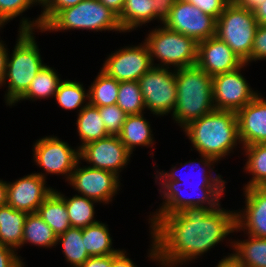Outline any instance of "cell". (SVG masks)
I'll return each instance as SVG.
<instances>
[{"label":"cell","instance_id":"7dc6e473","mask_svg":"<svg viewBox=\"0 0 266 267\" xmlns=\"http://www.w3.org/2000/svg\"><path fill=\"white\" fill-rule=\"evenodd\" d=\"M215 267H244V266L232 255V253H228L227 256H223V258L218 261Z\"/></svg>","mask_w":266,"mask_h":267},{"label":"cell","instance_id":"8fae6325","mask_svg":"<svg viewBox=\"0 0 266 267\" xmlns=\"http://www.w3.org/2000/svg\"><path fill=\"white\" fill-rule=\"evenodd\" d=\"M82 161L76 163L68 185L72 186L79 195L95 200L98 204L112 203L118 191L121 189V177L107 170L82 165Z\"/></svg>","mask_w":266,"mask_h":267},{"label":"cell","instance_id":"83f0119b","mask_svg":"<svg viewBox=\"0 0 266 267\" xmlns=\"http://www.w3.org/2000/svg\"><path fill=\"white\" fill-rule=\"evenodd\" d=\"M85 249L90 256L117 254L121 249L113 247V239L108 224L98 221L83 228Z\"/></svg>","mask_w":266,"mask_h":267},{"label":"cell","instance_id":"8992f818","mask_svg":"<svg viewBox=\"0 0 266 267\" xmlns=\"http://www.w3.org/2000/svg\"><path fill=\"white\" fill-rule=\"evenodd\" d=\"M143 42L149 50L153 67L179 69L197 65L198 43L163 24L149 30ZM155 60L159 63H154Z\"/></svg>","mask_w":266,"mask_h":267},{"label":"cell","instance_id":"5b68a950","mask_svg":"<svg viewBox=\"0 0 266 267\" xmlns=\"http://www.w3.org/2000/svg\"><path fill=\"white\" fill-rule=\"evenodd\" d=\"M89 30L122 33L117 15L99 0H83L59 11L39 32Z\"/></svg>","mask_w":266,"mask_h":267},{"label":"cell","instance_id":"f907efd6","mask_svg":"<svg viewBox=\"0 0 266 267\" xmlns=\"http://www.w3.org/2000/svg\"><path fill=\"white\" fill-rule=\"evenodd\" d=\"M7 181L0 179V207L7 205Z\"/></svg>","mask_w":266,"mask_h":267},{"label":"cell","instance_id":"7bdbcfd3","mask_svg":"<svg viewBox=\"0 0 266 267\" xmlns=\"http://www.w3.org/2000/svg\"><path fill=\"white\" fill-rule=\"evenodd\" d=\"M127 255L125 249H121L117 254H112L111 267H138Z\"/></svg>","mask_w":266,"mask_h":267},{"label":"cell","instance_id":"f1b7e54d","mask_svg":"<svg viewBox=\"0 0 266 267\" xmlns=\"http://www.w3.org/2000/svg\"><path fill=\"white\" fill-rule=\"evenodd\" d=\"M54 191L65 201L71 227L84 228L98 222L94 219L97 201L77 193L68 197L56 189Z\"/></svg>","mask_w":266,"mask_h":267},{"label":"cell","instance_id":"ba28073f","mask_svg":"<svg viewBox=\"0 0 266 267\" xmlns=\"http://www.w3.org/2000/svg\"><path fill=\"white\" fill-rule=\"evenodd\" d=\"M155 183L159 185L160 189L158 190L163 202L155 212H152V214L150 212L149 219L150 216L153 215H171L181 211L184 207L189 206H204L211 208L212 210L216 209L221 205L220 199L225 195L224 192L226 191V187H199L185 185L190 187V192L185 193L184 191L186 189L183 187L184 185H176V181H155Z\"/></svg>","mask_w":266,"mask_h":267},{"label":"cell","instance_id":"bcb514c9","mask_svg":"<svg viewBox=\"0 0 266 267\" xmlns=\"http://www.w3.org/2000/svg\"><path fill=\"white\" fill-rule=\"evenodd\" d=\"M254 17L258 25L266 26V0L262 1L254 10Z\"/></svg>","mask_w":266,"mask_h":267},{"label":"cell","instance_id":"e575fe53","mask_svg":"<svg viewBox=\"0 0 266 267\" xmlns=\"http://www.w3.org/2000/svg\"><path fill=\"white\" fill-rule=\"evenodd\" d=\"M89 88V104L95 107L114 105L117 103L119 82L108 76L101 69Z\"/></svg>","mask_w":266,"mask_h":267},{"label":"cell","instance_id":"60d3db41","mask_svg":"<svg viewBox=\"0 0 266 267\" xmlns=\"http://www.w3.org/2000/svg\"><path fill=\"white\" fill-rule=\"evenodd\" d=\"M21 258L14 249L0 244V267H26Z\"/></svg>","mask_w":266,"mask_h":267},{"label":"cell","instance_id":"ee69618b","mask_svg":"<svg viewBox=\"0 0 266 267\" xmlns=\"http://www.w3.org/2000/svg\"><path fill=\"white\" fill-rule=\"evenodd\" d=\"M112 254L104 256H90L80 267H111Z\"/></svg>","mask_w":266,"mask_h":267},{"label":"cell","instance_id":"74e56055","mask_svg":"<svg viewBox=\"0 0 266 267\" xmlns=\"http://www.w3.org/2000/svg\"><path fill=\"white\" fill-rule=\"evenodd\" d=\"M83 0H50L42 9L40 14L42 28L61 10L76 6Z\"/></svg>","mask_w":266,"mask_h":267},{"label":"cell","instance_id":"4dcf8cb0","mask_svg":"<svg viewBox=\"0 0 266 267\" xmlns=\"http://www.w3.org/2000/svg\"><path fill=\"white\" fill-rule=\"evenodd\" d=\"M245 153V173L252 175L250 181L244 184L243 189L266 186V144H253L242 147Z\"/></svg>","mask_w":266,"mask_h":267},{"label":"cell","instance_id":"d590c367","mask_svg":"<svg viewBox=\"0 0 266 267\" xmlns=\"http://www.w3.org/2000/svg\"><path fill=\"white\" fill-rule=\"evenodd\" d=\"M127 115L145 113V104L138 81L119 82L116 103Z\"/></svg>","mask_w":266,"mask_h":267},{"label":"cell","instance_id":"7c38bea8","mask_svg":"<svg viewBox=\"0 0 266 267\" xmlns=\"http://www.w3.org/2000/svg\"><path fill=\"white\" fill-rule=\"evenodd\" d=\"M247 65L244 63L236 70L212 77L215 110L237 112L259 94L258 90L250 87L251 85L241 73Z\"/></svg>","mask_w":266,"mask_h":267},{"label":"cell","instance_id":"8d00e7d4","mask_svg":"<svg viewBox=\"0 0 266 267\" xmlns=\"http://www.w3.org/2000/svg\"><path fill=\"white\" fill-rule=\"evenodd\" d=\"M98 109L108 134L118 136L127 114L117 104L98 107Z\"/></svg>","mask_w":266,"mask_h":267},{"label":"cell","instance_id":"484cf974","mask_svg":"<svg viewBox=\"0 0 266 267\" xmlns=\"http://www.w3.org/2000/svg\"><path fill=\"white\" fill-rule=\"evenodd\" d=\"M37 214L59 236L71 228L65 201L54 191L40 205Z\"/></svg>","mask_w":266,"mask_h":267},{"label":"cell","instance_id":"52a82bcc","mask_svg":"<svg viewBox=\"0 0 266 267\" xmlns=\"http://www.w3.org/2000/svg\"><path fill=\"white\" fill-rule=\"evenodd\" d=\"M257 27L258 22L252 10L230 2L216 20V36L244 63L250 64Z\"/></svg>","mask_w":266,"mask_h":267},{"label":"cell","instance_id":"44dd1931","mask_svg":"<svg viewBox=\"0 0 266 267\" xmlns=\"http://www.w3.org/2000/svg\"><path fill=\"white\" fill-rule=\"evenodd\" d=\"M145 113L136 115H127L122 125V130L118 135L120 141L126 146L127 150L133 154L136 147H154L155 139L149 119L144 116Z\"/></svg>","mask_w":266,"mask_h":267},{"label":"cell","instance_id":"277c9868","mask_svg":"<svg viewBox=\"0 0 266 267\" xmlns=\"http://www.w3.org/2000/svg\"><path fill=\"white\" fill-rule=\"evenodd\" d=\"M35 32L38 30L18 31L14 49L11 54L8 51L5 76L0 86L7 87L4 95L6 106H16L15 103L26 93L32 80L45 65L35 40Z\"/></svg>","mask_w":266,"mask_h":267},{"label":"cell","instance_id":"e0dca14e","mask_svg":"<svg viewBox=\"0 0 266 267\" xmlns=\"http://www.w3.org/2000/svg\"><path fill=\"white\" fill-rule=\"evenodd\" d=\"M199 156H201L202 159H192L185 162L184 164L182 162L180 163L181 168L184 167L185 171H187V168H194L196 170L195 173L193 172L194 174H196L195 178L192 177L194 176L192 172H190L188 175H186L185 173L186 177H183L180 173V166L176 167V165H172L169 171H161L160 169H156V175L154 178L155 181H176V185H191L199 187H226L225 185L227 182L223 179V176L220 175V173L214 174V166H216L215 164H218V162L215 159L204 156L202 154ZM202 165L203 168H199V170L198 167H202ZM193 179H196V181H194Z\"/></svg>","mask_w":266,"mask_h":267},{"label":"cell","instance_id":"5bb4252c","mask_svg":"<svg viewBox=\"0 0 266 267\" xmlns=\"http://www.w3.org/2000/svg\"><path fill=\"white\" fill-rule=\"evenodd\" d=\"M79 155L80 160L86 162L88 166L110 171L119 177L132 157L119 136L115 135H108L85 144L79 149Z\"/></svg>","mask_w":266,"mask_h":267},{"label":"cell","instance_id":"ac0fdd59","mask_svg":"<svg viewBox=\"0 0 266 267\" xmlns=\"http://www.w3.org/2000/svg\"><path fill=\"white\" fill-rule=\"evenodd\" d=\"M243 190L245 206L236 210L234 232L243 231L244 234L266 238V188L250 187Z\"/></svg>","mask_w":266,"mask_h":267},{"label":"cell","instance_id":"b9f144b4","mask_svg":"<svg viewBox=\"0 0 266 267\" xmlns=\"http://www.w3.org/2000/svg\"><path fill=\"white\" fill-rule=\"evenodd\" d=\"M178 0H152L153 3V21L157 20L158 23L164 24L170 16L171 8L177 3Z\"/></svg>","mask_w":266,"mask_h":267},{"label":"cell","instance_id":"d6a6232c","mask_svg":"<svg viewBox=\"0 0 266 267\" xmlns=\"http://www.w3.org/2000/svg\"><path fill=\"white\" fill-rule=\"evenodd\" d=\"M82 238L83 228L76 227H71L57 236L56 246L61 244L65 260L71 267H80L90 257Z\"/></svg>","mask_w":266,"mask_h":267},{"label":"cell","instance_id":"836d02e7","mask_svg":"<svg viewBox=\"0 0 266 267\" xmlns=\"http://www.w3.org/2000/svg\"><path fill=\"white\" fill-rule=\"evenodd\" d=\"M54 98L62 109H77L79 113L89 104V89H85L80 81L66 79L59 84Z\"/></svg>","mask_w":266,"mask_h":267},{"label":"cell","instance_id":"6da1fadb","mask_svg":"<svg viewBox=\"0 0 266 267\" xmlns=\"http://www.w3.org/2000/svg\"><path fill=\"white\" fill-rule=\"evenodd\" d=\"M184 207L171 215L150 217L148 258L161 267H182L205 255L223 240H229L236 228V210L223 207ZM226 238V239H225Z\"/></svg>","mask_w":266,"mask_h":267},{"label":"cell","instance_id":"f6af8a7d","mask_svg":"<svg viewBox=\"0 0 266 267\" xmlns=\"http://www.w3.org/2000/svg\"><path fill=\"white\" fill-rule=\"evenodd\" d=\"M4 42L5 41L0 40V86L5 76L7 56H8V47Z\"/></svg>","mask_w":266,"mask_h":267},{"label":"cell","instance_id":"9c48e42d","mask_svg":"<svg viewBox=\"0 0 266 267\" xmlns=\"http://www.w3.org/2000/svg\"><path fill=\"white\" fill-rule=\"evenodd\" d=\"M32 147L34 163L44 172H36L38 175L45 180L49 174L63 175L65 182H69L75 165L80 159L79 148L72 147L68 142L54 135L37 139Z\"/></svg>","mask_w":266,"mask_h":267},{"label":"cell","instance_id":"603a6c76","mask_svg":"<svg viewBox=\"0 0 266 267\" xmlns=\"http://www.w3.org/2000/svg\"><path fill=\"white\" fill-rule=\"evenodd\" d=\"M247 239H233L232 255L244 267H266V238L246 234Z\"/></svg>","mask_w":266,"mask_h":267},{"label":"cell","instance_id":"4fadbf2b","mask_svg":"<svg viewBox=\"0 0 266 267\" xmlns=\"http://www.w3.org/2000/svg\"><path fill=\"white\" fill-rule=\"evenodd\" d=\"M112 52L105 58L100 69L118 82L138 81L153 67L149 50L144 42L124 46Z\"/></svg>","mask_w":266,"mask_h":267},{"label":"cell","instance_id":"cb8c5ba5","mask_svg":"<svg viewBox=\"0 0 266 267\" xmlns=\"http://www.w3.org/2000/svg\"><path fill=\"white\" fill-rule=\"evenodd\" d=\"M77 133L81 144L76 146L81 148L85 144L102 139L108 136V132L104 126L98 107L90 104L86 105L78 114L76 120Z\"/></svg>","mask_w":266,"mask_h":267},{"label":"cell","instance_id":"f35d334b","mask_svg":"<svg viewBox=\"0 0 266 267\" xmlns=\"http://www.w3.org/2000/svg\"><path fill=\"white\" fill-rule=\"evenodd\" d=\"M195 7H198L201 11L211 15L216 20L222 14L224 8L230 3V0H184Z\"/></svg>","mask_w":266,"mask_h":267},{"label":"cell","instance_id":"681fc988","mask_svg":"<svg viewBox=\"0 0 266 267\" xmlns=\"http://www.w3.org/2000/svg\"><path fill=\"white\" fill-rule=\"evenodd\" d=\"M264 0H230L232 4L246 7L249 10H254L259 4L262 3Z\"/></svg>","mask_w":266,"mask_h":267},{"label":"cell","instance_id":"d4e9b609","mask_svg":"<svg viewBox=\"0 0 266 267\" xmlns=\"http://www.w3.org/2000/svg\"><path fill=\"white\" fill-rule=\"evenodd\" d=\"M117 17L123 33L132 32L153 21L152 0H125Z\"/></svg>","mask_w":266,"mask_h":267},{"label":"cell","instance_id":"816d5d0a","mask_svg":"<svg viewBox=\"0 0 266 267\" xmlns=\"http://www.w3.org/2000/svg\"><path fill=\"white\" fill-rule=\"evenodd\" d=\"M32 1L36 6L39 5L43 8L50 0H32Z\"/></svg>","mask_w":266,"mask_h":267},{"label":"cell","instance_id":"30bf717a","mask_svg":"<svg viewBox=\"0 0 266 267\" xmlns=\"http://www.w3.org/2000/svg\"><path fill=\"white\" fill-rule=\"evenodd\" d=\"M138 83L145 108L151 114L158 117L172 115L177 103L175 69L152 67L140 77Z\"/></svg>","mask_w":266,"mask_h":267},{"label":"cell","instance_id":"3957f363","mask_svg":"<svg viewBox=\"0 0 266 267\" xmlns=\"http://www.w3.org/2000/svg\"><path fill=\"white\" fill-rule=\"evenodd\" d=\"M177 103L171 115L184 128L215 110L212 77L198 65L175 69Z\"/></svg>","mask_w":266,"mask_h":267},{"label":"cell","instance_id":"f546056e","mask_svg":"<svg viewBox=\"0 0 266 267\" xmlns=\"http://www.w3.org/2000/svg\"><path fill=\"white\" fill-rule=\"evenodd\" d=\"M57 236L47 223L37 214L27 215L24 228L21 248L25 244H31L43 248L56 247Z\"/></svg>","mask_w":266,"mask_h":267},{"label":"cell","instance_id":"7a4b0ae2","mask_svg":"<svg viewBox=\"0 0 266 267\" xmlns=\"http://www.w3.org/2000/svg\"><path fill=\"white\" fill-rule=\"evenodd\" d=\"M182 129L194 150L218 163L234 152L236 146H241L234 111L214 110Z\"/></svg>","mask_w":266,"mask_h":267},{"label":"cell","instance_id":"c3c4849f","mask_svg":"<svg viewBox=\"0 0 266 267\" xmlns=\"http://www.w3.org/2000/svg\"><path fill=\"white\" fill-rule=\"evenodd\" d=\"M117 16L121 13L125 0H99Z\"/></svg>","mask_w":266,"mask_h":267},{"label":"cell","instance_id":"7402d4cb","mask_svg":"<svg viewBox=\"0 0 266 267\" xmlns=\"http://www.w3.org/2000/svg\"><path fill=\"white\" fill-rule=\"evenodd\" d=\"M28 213L9 205L0 207V244L14 249L21 248L23 228Z\"/></svg>","mask_w":266,"mask_h":267},{"label":"cell","instance_id":"ffe728a7","mask_svg":"<svg viewBox=\"0 0 266 267\" xmlns=\"http://www.w3.org/2000/svg\"><path fill=\"white\" fill-rule=\"evenodd\" d=\"M260 94L236 112L241 148L266 144V99Z\"/></svg>","mask_w":266,"mask_h":267},{"label":"cell","instance_id":"ab89813d","mask_svg":"<svg viewBox=\"0 0 266 267\" xmlns=\"http://www.w3.org/2000/svg\"><path fill=\"white\" fill-rule=\"evenodd\" d=\"M266 60V26L258 25L251 51V63Z\"/></svg>","mask_w":266,"mask_h":267},{"label":"cell","instance_id":"d6986e66","mask_svg":"<svg viewBox=\"0 0 266 267\" xmlns=\"http://www.w3.org/2000/svg\"><path fill=\"white\" fill-rule=\"evenodd\" d=\"M244 62L217 36L198 42L197 65L209 76L231 72Z\"/></svg>","mask_w":266,"mask_h":267},{"label":"cell","instance_id":"1f68e13d","mask_svg":"<svg viewBox=\"0 0 266 267\" xmlns=\"http://www.w3.org/2000/svg\"><path fill=\"white\" fill-rule=\"evenodd\" d=\"M33 6H35V4L32 0H0V30L8 22L21 15L19 31H35V29L40 31L41 19L39 14L37 18H33L32 21L28 17H23V13Z\"/></svg>","mask_w":266,"mask_h":267},{"label":"cell","instance_id":"9a60e30c","mask_svg":"<svg viewBox=\"0 0 266 267\" xmlns=\"http://www.w3.org/2000/svg\"><path fill=\"white\" fill-rule=\"evenodd\" d=\"M163 25L193 38L197 43L216 36V19L184 0H178L171 8Z\"/></svg>","mask_w":266,"mask_h":267},{"label":"cell","instance_id":"2e32d148","mask_svg":"<svg viewBox=\"0 0 266 267\" xmlns=\"http://www.w3.org/2000/svg\"><path fill=\"white\" fill-rule=\"evenodd\" d=\"M47 181L37 173H31L7 181V205L28 214L37 213L44 200L54 192V188L46 186Z\"/></svg>","mask_w":266,"mask_h":267},{"label":"cell","instance_id":"4316f807","mask_svg":"<svg viewBox=\"0 0 266 267\" xmlns=\"http://www.w3.org/2000/svg\"><path fill=\"white\" fill-rule=\"evenodd\" d=\"M55 70L46 63L32 80L26 93L15 104L23 100L33 102L55 97L59 84L63 81Z\"/></svg>","mask_w":266,"mask_h":267}]
</instances>
